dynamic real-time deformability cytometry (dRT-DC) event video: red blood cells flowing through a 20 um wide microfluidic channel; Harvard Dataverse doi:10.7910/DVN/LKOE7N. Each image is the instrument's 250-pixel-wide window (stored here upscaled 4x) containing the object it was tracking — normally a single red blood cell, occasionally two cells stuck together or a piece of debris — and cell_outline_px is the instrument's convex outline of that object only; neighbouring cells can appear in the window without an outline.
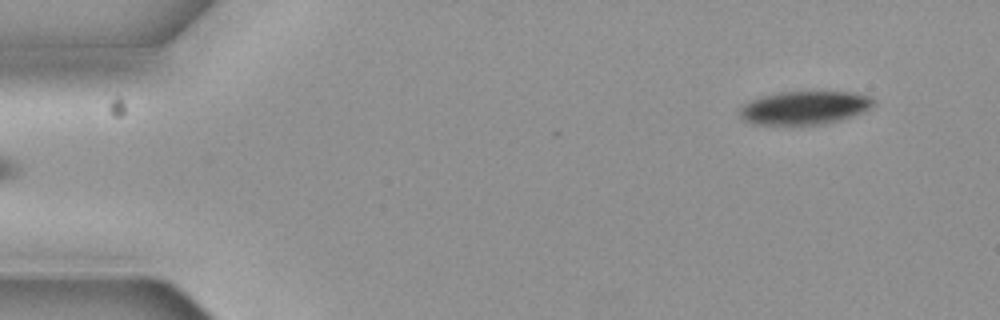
{"species": "common noctule bat (a hibernating species)", "species_latin": "Nyctalus noctula", "temperature_condition": "cold", "stored_images_in_passage": 3, "camera_frame_rate_fps": 3000, "um_per_image_px": 0.085, "animal": {"sex": "female", "body_mass_g": 19.3, "forearm_length_mm": 54.1}, "frame": {"image": 1, "passage_image": 3, "time_ms": 0.667, "image_size_px": [1000, 320], "cell_outline_px": [[876, 104], [860, 112], [840, 120], [820, 124], [756, 124], [744, 120], [740, 116], [740, 108], [744, 104], [760, 96], [780, 92], [852, 92], [872, 96], [876, 100]], "centroid_in_image_um": [68.4, 9.14], "position_along_channel_um": 16.6, "area_um2": 25.72}}